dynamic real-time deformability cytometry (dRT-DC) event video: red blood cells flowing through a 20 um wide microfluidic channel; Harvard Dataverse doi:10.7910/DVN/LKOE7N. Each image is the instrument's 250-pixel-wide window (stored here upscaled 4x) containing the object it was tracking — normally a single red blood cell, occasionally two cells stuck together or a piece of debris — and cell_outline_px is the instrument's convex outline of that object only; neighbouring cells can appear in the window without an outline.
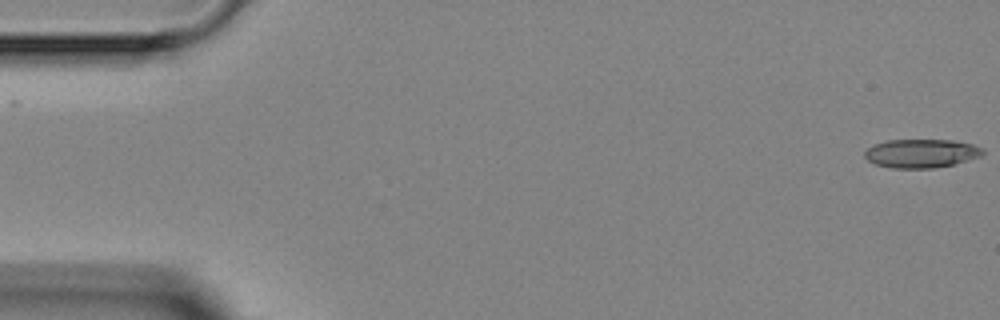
{"species": "Egyptian fruit bat (a non-hibernating species)", "species_latin": "Rousettus aegyptiacus", "temperature_condition": "room temperature", "stored_images_in_passage": 5, "camera_frame_rate_fps": 3000, "um_per_image_px": 0.085, "animal": {"sex": "female"}, "frame": {"image": 1, "passage_image": 1, "time_ms": 0.0, "image_size_px": [1000, 320], "cell_outline_px": [[984, 152], [980, 156], [956, 164], [936, 168], [892, 168], [876, 164], [868, 160], [864, 156], [864, 152], [872, 144], [888, 140], [952, 140], [972, 144], [984, 148]], "centroid_in_image_um": [78.31, 13.04], "position_along_channel_um": 6.7, "area_um2": 19.83}}
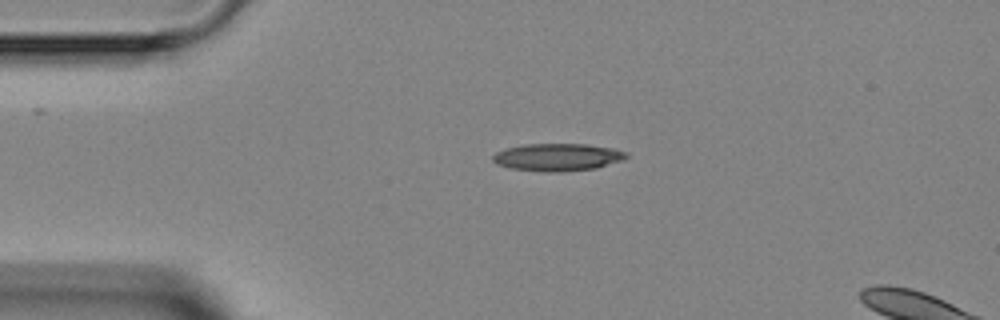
{"frame": {"image": 2, "passage_image": 4, "time_ms": 3.333, "image_size_px": [1000, 320], "cell_outline_px": [[628, 156], [624, 160], [596, 168], [560, 172], [544, 172], [512, 168], [496, 164], [492, 160], [492, 156], [496, 152], [504, 148], [524, 144], [588, 144], [612, 148], [628, 152]], "centroid_in_image_um": [47.4, 13.35], "position_along_channel_um": 37.6, "area_um2": 21.56}}